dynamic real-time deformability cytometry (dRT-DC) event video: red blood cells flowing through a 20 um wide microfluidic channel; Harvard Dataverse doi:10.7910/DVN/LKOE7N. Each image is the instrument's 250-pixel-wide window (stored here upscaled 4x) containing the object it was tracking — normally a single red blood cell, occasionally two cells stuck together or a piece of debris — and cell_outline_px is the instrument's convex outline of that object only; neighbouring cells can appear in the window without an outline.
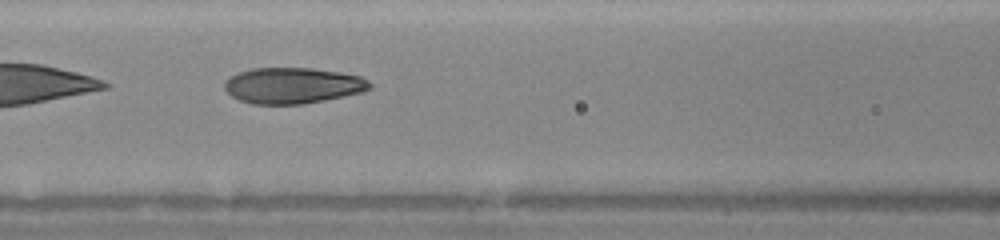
{"species": "human", "species_latin": "Homo sapiens", "temperature_condition": "warm", "stored_images_in_passage": 15, "camera_frame_rate_fps": 3000, "um_per_image_px": 0.085, "donor": {"sex": "female"}, "frame": {"image": 1, "passage_image": 7, "time_ms": 2.0, "image_size_px": [1000, 240], "cell_outline_px": [[372, 88], [364, 92], [324, 100], [300, 104], [252, 104], [240, 100], [232, 96], [224, 88], [224, 84], [232, 76], [240, 72], [252, 68], [312, 68], [340, 72], [360, 76], [368, 80], [372, 84]], "centroid_in_image_um": [24.93, 7.27], "position_along_channel_um": 141.7, "area_um2": 30.35}}